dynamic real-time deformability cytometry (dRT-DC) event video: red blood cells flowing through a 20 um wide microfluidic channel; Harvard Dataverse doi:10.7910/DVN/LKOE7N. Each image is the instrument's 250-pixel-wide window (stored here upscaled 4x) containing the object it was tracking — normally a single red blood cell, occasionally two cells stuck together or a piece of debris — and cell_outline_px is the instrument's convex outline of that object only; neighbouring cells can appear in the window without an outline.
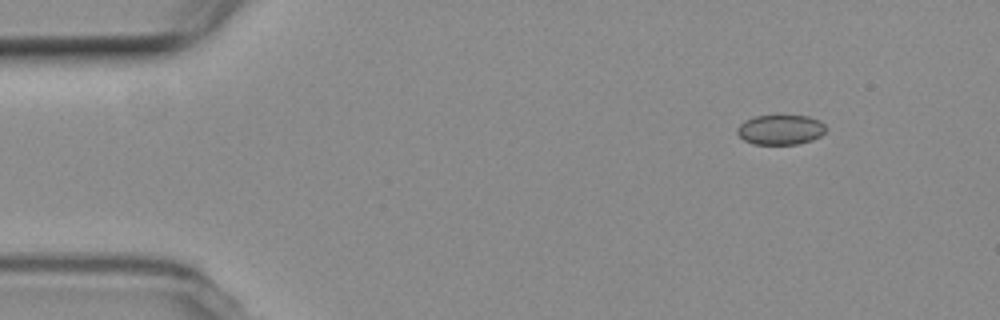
{"species": "common noctule bat (a hibernating species)", "species_latin": "Nyctalus noctula", "temperature_condition": "room temperature", "stored_images_in_passage": 5, "camera_frame_rate_fps": 3000, "um_per_image_px": 0.085, "animal": {"sex": "female", "body_mass_g": 19.3, "forearm_length_mm": 54.1}, "frame": {"image": 1, "passage_image": 1, "time_ms": 0.0, "image_size_px": [1000, 320], "cell_outline_px": [[824, 132], [820, 136], [812, 140], [796, 144], [752, 144], [744, 140], [736, 132], [736, 128], [744, 120], [756, 116], [808, 116], [820, 120], [824, 124]], "centroid_in_image_um": [66.31, 11.03], "position_along_channel_um": 18.7, "area_um2": 15.37}}
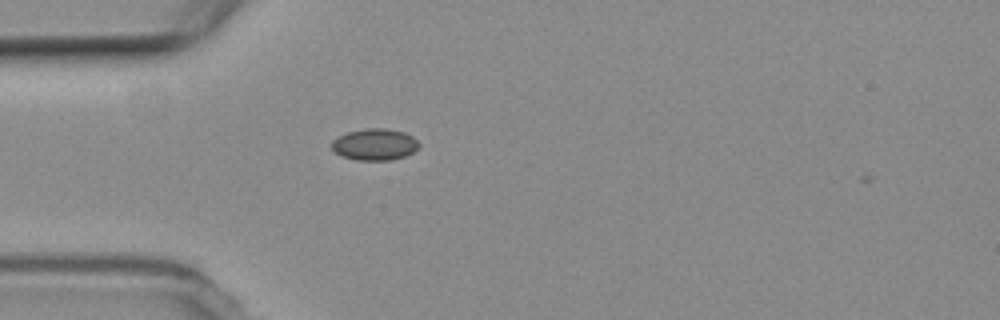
{"frame": {"image": 2, "passage_image": 4, "time_ms": 3.333, "image_size_px": [1000, 320], "cell_outline_px": [[420, 144], [412, 152], [404, 156], [392, 160], [356, 160], [340, 156], [332, 148], [332, 140], [348, 132], [364, 128], [384, 128], [404, 132], [412, 136]], "centroid_in_image_um": [31.84, 12.28], "position_along_channel_um": 53.2, "area_um2": 15.95}}